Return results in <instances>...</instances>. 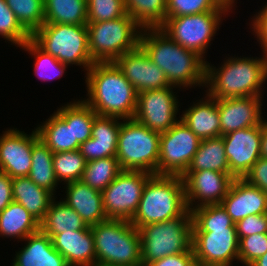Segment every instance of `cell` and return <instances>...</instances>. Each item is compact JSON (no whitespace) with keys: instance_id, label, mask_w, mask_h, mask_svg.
<instances>
[{"instance_id":"37","label":"cell","mask_w":267,"mask_h":266,"mask_svg":"<svg viewBox=\"0 0 267 266\" xmlns=\"http://www.w3.org/2000/svg\"><path fill=\"white\" fill-rule=\"evenodd\" d=\"M86 160L79 150L53 153V168L58 182L66 184L81 180Z\"/></svg>"},{"instance_id":"33","label":"cell","mask_w":267,"mask_h":266,"mask_svg":"<svg viewBox=\"0 0 267 266\" xmlns=\"http://www.w3.org/2000/svg\"><path fill=\"white\" fill-rule=\"evenodd\" d=\"M65 122H73L74 142L84 143L91 138L97 114L83 100L67 103L56 112Z\"/></svg>"},{"instance_id":"10","label":"cell","mask_w":267,"mask_h":266,"mask_svg":"<svg viewBox=\"0 0 267 266\" xmlns=\"http://www.w3.org/2000/svg\"><path fill=\"white\" fill-rule=\"evenodd\" d=\"M230 11H212L180 17H166L160 29L176 43L204 59L212 37L219 29L222 15Z\"/></svg>"},{"instance_id":"6","label":"cell","mask_w":267,"mask_h":266,"mask_svg":"<svg viewBox=\"0 0 267 266\" xmlns=\"http://www.w3.org/2000/svg\"><path fill=\"white\" fill-rule=\"evenodd\" d=\"M88 48L94 63L114 62L140 45L142 28L129 15L103 22H88Z\"/></svg>"},{"instance_id":"49","label":"cell","mask_w":267,"mask_h":266,"mask_svg":"<svg viewBox=\"0 0 267 266\" xmlns=\"http://www.w3.org/2000/svg\"><path fill=\"white\" fill-rule=\"evenodd\" d=\"M260 154L261 157L267 158V120L262 121Z\"/></svg>"},{"instance_id":"8","label":"cell","mask_w":267,"mask_h":266,"mask_svg":"<svg viewBox=\"0 0 267 266\" xmlns=\"http://www.w3.org/2000/svg\"><path fill=\"white\" fill-rule=\"evenodd\" d=\"M31 39L63 64L82 65L86 71L94 64L88 48L87 25L44 23Z\"/></svg>"},{"instance_id":"13","label":"cell","mask_w":267,"mask_h":266,"mask_svg":"<svg viewBox=\"0 0 267 266\" xmlns=\"http://www.w3.org/2000/svg\"><path fill=\"white\" fill-rule=\"evenodd\" d=\"M195 262L204 266H231L239 261L236 228L192 229Z\"/></svg>"},{"instance_id":"32","label":"cell","mask_w":267,"mask_h":266,"mask_svg":"<svg viewBox=\"0 0 267 266\" xmlns=\"http://www.w3.org/2000/svg\"><path fill=\"white\" fill-rule=\"evenodd\" d=\"M32 165L28 177L39 187H42L53 195L59 184L53 168V152L38 139L31 151Z\"/></svg>"},{"instance_id":"42","label":"cell","mask_w":267,"mask_h":266,"mask_svg":"<svg viewBox=\"0 0 267 266\" xmlns=\"http://www.w3.org/2000/svg\"><path fill=\"white\" fill-rule=\"evenodd\" d=\"M125 14L124 0H87V22L118 19Z\"/></svg>"},{"instance_id":"1","label":"cell","mask_w":267,"mask_h":266,"mask_svg":"<svg viewBox=\"0 0 267 266\" xmlns=\"http://www.w3.org/2000/svg\"><path fill=\"white\" fill-rule=\"evenodd\" d=\"M143 31L140 35V46L165 73L171 86H205V59L176 43L160 28H145Z\"/></svg>"},{"instance_id":"34","label":"cell","mask_w":267,"mask_h":266,"mask_svg":"<svg viewBox=\"0 0 267 266\" xmlns=\"http://www.w3.org/2000/svg\"><path fill=\"white\" fill-rule=\"evenodd\" d=\"M126 13L142 28H160L166 22V0H124Z\"/></svg>"},{"instance_id":"18","label":"cell","mask_w":267,"mask_h":266,"mask_svg":"<svg viewBox=\"0 0 267 266\" xmlns=\"http://www.w3.org/2000/svg\"><path fill=\"white\" fill-rule=\"evenodd\" d=\"M114 63L137 93L171 86L165 73L151 61L140 45L124 53Z\"/></svg>"},{"instance_id":"51","label":"cell","mask_w":267,"mask_h":266,"mask_svg":"<svg viewBox=\"0 0 267 266\" xmlns=\"http://www.w3.org/2000/svg\"><path fill=\"white\" fill-rule=\"evenodd\" d=\"M225 4H228L229 6L233 7L234 1L235 0H222Z\"/></svg>"},{"instance_id":"39","label":"cell","mask_w":267,"mask_h":266,"mask_svg":"<svg viewBox=\"0 0 267 266\" xmlns=\"http://www.w3.org/2000/svg\"><path fill=\"white\" fill-rule=\"evenodd\" d=\"M192 229L236 228L221 204L195 207L191 210Z\"/></svg>"},{"instance_id":"7","label":"cell","mask_w":267,"mask_h":266,"mask_svg":"<svg viewBox=\"0 0 267 266\" xmlns=\"http://www.w3.org/2000/svg\"><path fill=\"white\" fill-rule=\"evenodd\" d=\"M160 133L133 119L121 122L116 158L122 170L158 175Z\"/></svg>"},{"instance_id":"24","label":"cell","mask_w":267,"mask_h":266,"mask_svg":"<svg viewBox=\"0 0 267 266\" xmlns=\"http://www.w3.org/2000/svg\"><path fill=\"white\" fill-rule=\"evenodd\" d=\"M24 240L27 243L16 252L12 266H69L48 235L38 231Z\"/></svg>"},{"instance_id":"19","label":"cell","mask_w":267,"mask_h":266,"mask_svg":"<svg viewBox=\"0 0 267 266\" xmlns=\"http://www.w3.org/2000/svg\"><path fill=\"white\" fill-rule=\"evenodd\" d=\"M220 118L221 136L230 132L259 125L262 115V97L248 96L216 99Z\"/></svg>"},{"instance_id":"31","label":"cell","mask_w":267,"mask_h":266,"mask_svg":"<svg viewBox=\"0 0 267 266\" xmlns=\"http://www.w3.org/2000/svg\"><path fill=\"white\" fill-rule=\"evenodd\" d=\"M44 23L87 25V0H44Z\"/></svg>"},{"instance_id":"36","label":"cell","mask_w":267,"mask_h":266,"mask_svg":"<svg viewBox=\"0 0 267 266\" xmlns=\"http://www.w3.org/2000/svg\"><path fill=\"white\" fill-rule=\"evenodd\" d=\"M21 26L32 36L45 19L44 0H5Z\"/></svg>"},{"instance_id":"23","label":"cell","mask_w":267,"mask_h":266,"mask_svg":"<svg viewBox=\"0 0 267 266\" xmlns=\"http://www.w3.org/2000/svg\"><path fill=\"white\" fill-rule=\"evenodd\" d=\"M65 192L66 198L62 201L73 208L87 226L107 220L101 191L77 180L67 183Z\"/></svg>"},{"instance_id":"20","label":"cell","mask_w":267,"mask_h":266,"mask_svg":"<svg viewBox=\"0 0 267 266\" xmlns=\"http://www.w3.org/2000/svg\"><path fill=\"white\" fill-rule=\"evenodd\" d=\"M221 205L236 224L249 215L267 213V194L243 178H234Z\"/></svg>"},{"instance_id":"27","label":"cell","mask_w":267,"mask_h":266,"mask_svg":"<svg viewBox=\"0 0 267 266\" xmlns=\"http://www.w3.org/2000/svg\"><path fill=\"white\" fill-rule=\"evenodd\" d=\"M35 129L53 153L79 150L80 143L74 142L73 122H65L56 112Z\"/></svg>"},{"instance_id":"21","label":"cell","mask_w":267,"mask_h":266,"mask_svg":"<svg viewBox=\"0 0 267 266\" xmlns=\"http://www.w3.org/2000/svg\"><path fill=\"white\" fill-rule=\"evenodd\" d=\"M118 120L122 119L102 115L95 117L91 138L79 146V151L86 162L116 157L121 125Z\"/></svg>"},{"instance_id":"16","label":"cell","mask_w":267,"mask_h":266,"mask_svg":"<svg viewBox=\"0 0 267 266\" xmlns=\"http://www.w3.org/2000/svg\"><path fill=\"white\" fill-rule=\"evenodd\" d=\"M261 132L262 122L257 126L243 128L222 136L229 171L234 178H244L261 157Z\"/></svg>"},{"instance_id":"44","label":"cell","mask_w":267,"mask_h":266,"mask_svg":"<svg viewBox=\"0 0 267 266\" xmlns=\"http://www.w3.org/2000/svg\"><path fill=\"white\" fill-rule=\"evenodd\" d=\"M238 240L254 234L267 233V213L249 215L236 224Z\"/></svg>"},{"instance_id":"14","label":"cell","mask_w":267,"mask_h":266,"mask_svg":"<svg viewBox=\"0 0 267 266\" xmlns=\"http://www.w3.org/2000/svg\"><path fill=\"white\" fill-rule=\"evenodd\" d=\"M173 88L175 86L138 93L134 119L150 130L166 132L177 122L179 102Z\"/></svg>"},{"instance_id":"47","label":"cell","mask_w":267,"mask_h":266,"mask_svg":"<svg viewBox=\"0 0 267 266\" xmlns=\"http://www.w3.org/2000/svg\"><path fill=\"white\" fill-rule=\"evenodd\" d=\"M257 14L254 16L255 18L253 17L252 31L255 32V36H257V39L261 44L263 54H267V5H265Z\"/></svg>"},{"instance_id":"30","label":"cell","mask_w":267,"mask_h":266,"mask_svg":"<svg viewBox=\"0 0 267 266\" xmlns=\"http://www.w3.org/2000/svg\"><path fill=\"white\" fill-rule=\"evenodd\" d=\"M200 170L230 173L222 136L201 140L187 171Z\"/></svg>"},{"instance_id":"4","label":"cell","mask_w":267,"mask_h":266,"mask_svg":"<svg viewBox=\"0 0 267 266\" xmlns=\"http://www.w3.org/2000/svg\"><path fill=\"white\" fill-rule=\"evenodd\" d=\"M184 181L180 175H152L146 182L138 208L129 221L138 230L188 212Z\"/></svg>"},{"instance_id":"29","label":"cell","mask_w":267,"mask_h":266,"mask_svg":"<svg viewBox=\"0 0 267 266\" xmlns=\"http://www.w3.org/2000/svg\"><path fill=\"white\" fill-rule=\"evenodd\" d=\"M54 198L49 205L44 219L40 222V231L50 238L55 234L70 230H83L87 227L76 211L65 202H56Z\"/></svg>"},{"instance_id":"28","label":"cell","mask_w":267,"mask_h":266,"mask_svg":"<svg viewBox=\"0 0 267 266\" xmlns=\"http://www.w3.org/2000/svg\"><path fill=\"white\" fill-rule=\"evenodd\" d=\"M40 231V222L20 203L12 201L0 212V236L25 239Z\"/></svg>"},{"instance_id":"53","label":"cell","mask_w":267,"mask_h":266,"mask_svg":"<svg viewBox=\"0 0 267 266\" xmlns=\"http://www.w3.org/2000/svg\"><path fill=\"white\" fill-rule=\"evenodd\" d=\"M193 266H204V265H200V264L195 263Z\"/></svg>"},{"instance_id":"9","label":"cell","mask_w":267,"mask_h":266,"mask_svg":"<svg viewBox=\"0 0 267 266\" xmlns=\"http://www.w3.org/2000/svg\"><path fill=\"white\" fill-rule=\"evenodd\" d=\"M192 226L191 211L182 217L142 226L139 229L142 265L191 250Z\"/></svg>"},{"instance_id":"17","label":"cell","mask_w":267,"mask_h":266,"mask_svg":"<svg viewBox=\"0 0 267 266\" xmlns=\"http://www.w3.org/2000/svg\"><path fill=\"white\" fill-rule=\"evenodd\" d=\"M38 139L36 129L31 135L17 128L5 131L0 136V171L11 178L28 176L32 165V147Z\"/></svg>"},{"instance_id":"11","label":"cell","mask_w":267,"mask_h":266,"mask_svg":"<svg viewBox=\"0 0 267 266\" xmlns=\"http://www.w3.org/2000/svg\"><path fill=\"white\" fill-rule=\"evenodd\" d=\"M197 137L181 120L160 134L158 175L182 176L200 146Z\"/></svg>"},{"instance_id":"35","label":"cell","mask_w":267,"mask_h":266,"mask_svg":"<svg viewBox=\"0 0 267 266\" xmlns=\"http://www.w3.org/2000/svg\"><path fill=\"white\" fill-rule=\"evenodd\" d=\"M122 171L116 157L101 158L86 162L82 181L91 188L103 191Z\"/></svg>"},{"instance_id":"43","label":"cell","mask_w":267,"mask_h":266,"mask_svg":"<svg viewBox=\"0 0 267 266\" xmlns=\"http://www.w3.org/2000/svg\"><path fill=\"white\" fill-rule=\"evenodd\" d=\"M267 252V233L254 234L239 240V261L250 266Z\"/></svg>"},{"instance_id":"5","label":"cell","mask_w":267,"mask_h":266,"mask_svg":"<svg viewBox=\"0 0 267 266\" xmlns=\"http://www.w3.org/2000/svg\"><path fill=\"white\" fill-rule=\"evenodd\" d=\"M96 251V266L142 265L139 230L128 220L107 219L90 226Z\"/></svg>"},{"instance_id":"45","label":"cell","mask_w":267,"mask_h":266,"mask_svg":"<svg viewBox=\"0 0 267 266\" xmlns=\"http://www.w3.org/2000/svg\"><path fill=\"white\" fill-rule=\"evenodd\" d=\"M243 179L267 194V158L260 157Z\"/></svg>"},{"instance_id":"15","label":"cell","mask_w":267,"mask_h":266,"mask_svg":"<svg viewBox=\"0 0 267 266\" xmlns=\"http://www.w3.org/2000/svg\"><path fill=\"white\" fill-rule=\"evenodd\" d=\"M181 177L184 181L185 199L189 211L192 207L221 204L234 180L230 173L212 170L186 171ZM193 202L198 204L195 205Z\"/></svg>"},{"instance_id":"48","label":"cell","mask_w":267,"mask_h":266,"mask_svg":"<svg viewBox=\"0 0 267 266\" xmlns=\"http://www.w3.org/2000/svg\"><path fill=\"white\" fill-rule=\"evenodd\" d=\"M12 201V178L5 172L0 171V212Z\"/></svg>"},{"instance_id":"46","label":"cell","mask_w":267,"mask_h":266,"mask_svg":"<svg viewBox=\"0 0 267 266\" xmlns=\"http://www.w3.org/2000/svg\"><path fill=\"white\" fill-rule=\"evenodd\" d=\"M195 263L194 251L191 249L184 253L166 256L149 262L144 266H193Z\"/></svg>"},{"instance_id":"40","label":"cell","mask_w":267,"mask_h":266,"mask_svg":"<svg viewBox=\"0 0 267 266\" xmlns=\"http://www.w3.org/2000/svg\"><path fill=\"white\" fill-rule=\"evenodd\" d=\"M231 9L232 7L222 0H166V17H180Z\"/></svg>"},{"instance_id":"38","label":"cell","mask_w":267,"mask_h":266,"mask_svg":"<svg viewBox=\"0 0 267 266\" xmlns=\"http://www.w3.org/2000/svg\"><path fill=\"white\" fill-rule=\"evenodd\" d=\"M21 48L35 56L34 71L35 75L41 80L50 81L60 78L65 73L68 65L63 64L51 54L46 53L32 39H29Z\"/></svg>"},{"instance_id":"26","label":"cell","mask_w":267,"mask_h":266,"mask_svg":"<svg viewBox=\"0 0 267 266\" xmlns=\"http://www.w3.org/2000/svg\"><path fill=\"white\" fill-rule=\"evenodd\" d=\"M13 201L20 203L41 222L55 198L48 190L37 186L28 176L12 178Z\"/></svg>"},{"instance_id":"22","label":"cell","mask_w":267,"mask_h":266,"mask_svg":"<svg viewBox=\"0 0 267 266\" xmlns=\"http://www.w3.org/2000/svg\"><path fill=\"white\" fill-rule=\"evenodd\" d=\"M53 247L66 259L69 266H96L94 237L90 226L55 234Z\"/></svg>"},{"instance_id":"25","label":"cell","mask_w":267,"mask_h":266,"mask_svg":"<svg viewBox=\"0 0 267 266\" xmlns=\"http://www.w3.org/2000/svg\"><path fill=\"white\" fill-rule=\"evenodd\" d=\"M187 109L180 120L201 140L221 137L217 100L208 94ZM207 98V99H206Z\"/></svg>"},{"instance_id":"52","label":"cell","mask_w":267,"mask_h":266,"mask_svg":"<svg viewBox=\"0 0 267 266\" xmlns=\"http://www.w3.org/2000/svg\"><path fill=\"white\" fill-rule=\"evenodd\" d=\"M106 266H122V265H106ZM136 266H143V265H136Z\"/></svg>"},{"instance_id":"12","label":"cell","mask_w":267,"mask_h":266,"mask_svg":"<svg viewBox=\"0 0 267 266\" xmlns=\"http://www.w3.org/2000/svg\"><path fill=\"white\" fill-rule=\"evenodd\" d=\"M152 174L144 171L122 170L102 191L107 219L130 221L135 214L143 188Z\"/></svg>"},{"instance_id":"3","label":"cell","mask_w":267,"mask_h":266,"mask_svg":"<svg viewBox=\"0 0 267 266\" xmlns=\"http://www.w3.org/2000/svg\"><path fill=\"white\" fill-rule=\"evenodd\" d=\"M266 79L267 54L258 59L230 57L219 69L206 62V92L214 99L262 97Z\"/></svg>"},{"instance_id":"41","label":"cell","mask_w":267,"mask_h":266,"mask_svg":"<svg viewBox=\"0 0 267 266\" xmlns=\"http://www.w3.org/2000/svg\"><path fill=\"white\" fill-rule=\"evenodd\" d=\"M0 35L17 47L31 39V35L21 26L5 0H0Z\"/></svg>"},{"instance_id":"2","label":"cell","mask_w":267,"mask_h":266,"mask_svg":"<svg viewBox=\"0 0 267 266\" xmlns=\"http://www.w3.org/2000/svg\"><path fill=\"white\" fill-rule=\"evenodd\" d=\"M88 98L97 115L133 119L138 93L114 62L94 63L86 72Z\"/></svg>"},{"instance_id":"50","label":"cell","mask_w":267,"mask_h":266,"mask_svg":"<svg viewBox=\"0 0 267 266\" xmlns=\"http://www.w3.org/2000/svg\"><path fill=\"white\" fill-rule=\"evenodd\" d=\"M250 266H267V252L255 260Z\"/></svg>"}]
</instances>
